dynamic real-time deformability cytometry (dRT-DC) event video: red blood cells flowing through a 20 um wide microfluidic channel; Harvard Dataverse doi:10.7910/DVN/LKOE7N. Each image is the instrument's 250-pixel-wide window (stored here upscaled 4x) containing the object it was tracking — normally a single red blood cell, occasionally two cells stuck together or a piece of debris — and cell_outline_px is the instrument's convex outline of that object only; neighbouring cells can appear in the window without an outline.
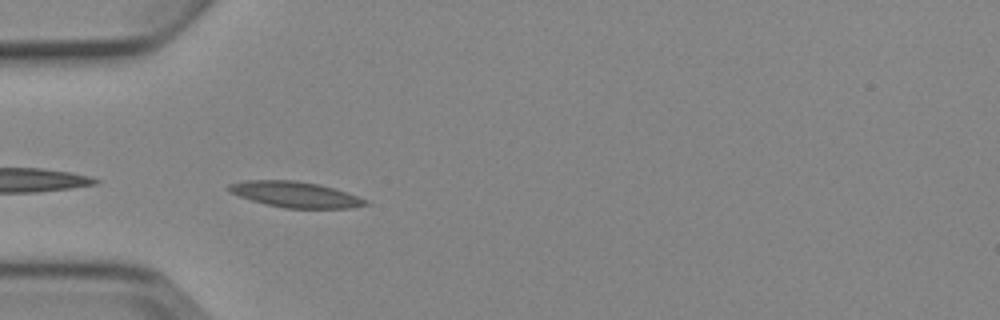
{"species": "Egyptian fruit bat (a non-hibernating species)", "species_latin": "Rousettus aegyptiacus", "temperature_condition": "cold", "stored_images_in_passage": 5, "camera_frame_rate_fps": 3000, "um_per_image_px": 0.085, "animal": {"sex": "female"}, "frame": {"image": 1, "passage_image": 4, "time_ms": 3.667, "image_size_px": [1000, 320], "cell_outline_px": [[368, 204], [352, 208], [284, 208], [264, 204], [228, 192], [228, 184], [244, 180], [296, 180], [320, 184], [368, 200]], "centroid_in_image_um": [25.06, 16.53], "position_along_channel_um": 59.9, "area_um2": 20.46}}
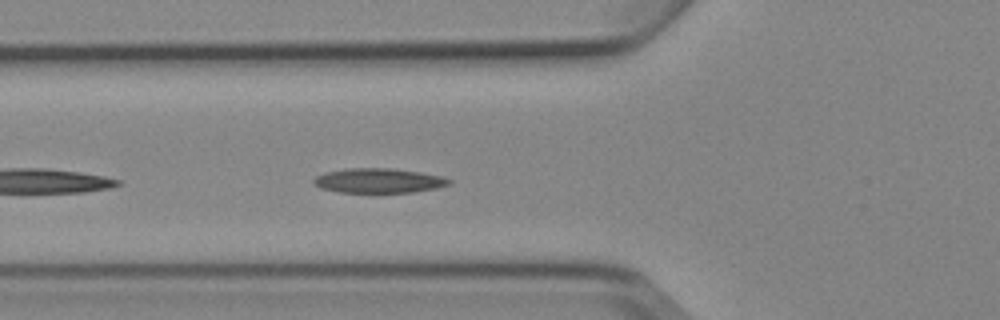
{"frame": {"image": 2, "passage_image": 5, "time_ms": 4.667, "image_size_px": [1000, 320], "cell_outline_px": [[452, 184], [436, 188], [412, 192], [340, 192], [320, 188], [312, 184], [312, 180], [316, 176], [324, 172], [344, 168], [392, 168], [420, 172], [444, 176], [452, 180]], "centroid_in_image_um": [32.18, 15.34], "position_along_channel_um": 93.6, "area_um2": 19.65}}